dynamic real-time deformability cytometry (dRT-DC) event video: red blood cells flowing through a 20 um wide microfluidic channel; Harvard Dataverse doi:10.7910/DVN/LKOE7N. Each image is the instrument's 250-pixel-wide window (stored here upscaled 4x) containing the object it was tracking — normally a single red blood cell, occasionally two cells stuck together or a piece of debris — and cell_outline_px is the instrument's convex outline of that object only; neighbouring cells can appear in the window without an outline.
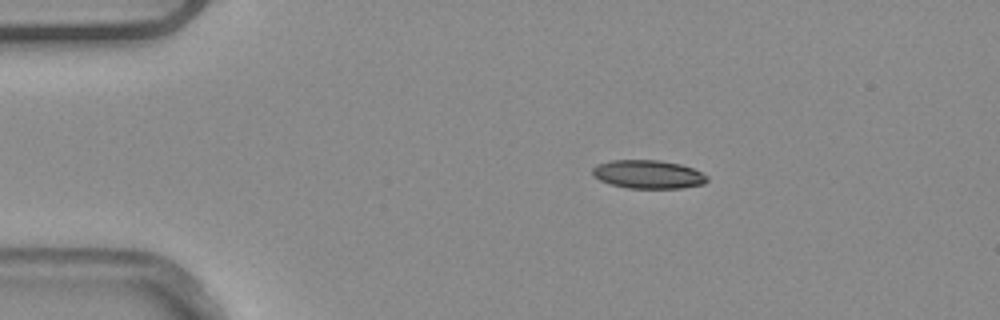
{"species": "common noctule bat (a hibernating species)", "species_latin": "Nyctalus noctula", "temperature_condition": "warm", "stored_images_in_passage": 6, "camera_frame_rate_fps": 3000, "um_per_image_px": 0.085, "animal": {"sex": "male", "body_mass_g": 20.4}, "frame": {"image": 1, "passage_image": 3, "time_ms": 0.667, "image_size_px": [1000, 320], "cell_outline_px": [[708, 180], [704, 184], [680, 188], [628, 188], [612, 184], [600, 180], [592, 176], [592, 168], [596, 164], [612, 160], [660, 160], [680, 164], [692, 168], [708, 176]], "centroid_in_image_um": [55.08, 14.81], "position_along_channel_um": 29.9, "area_um2": 19.02}}
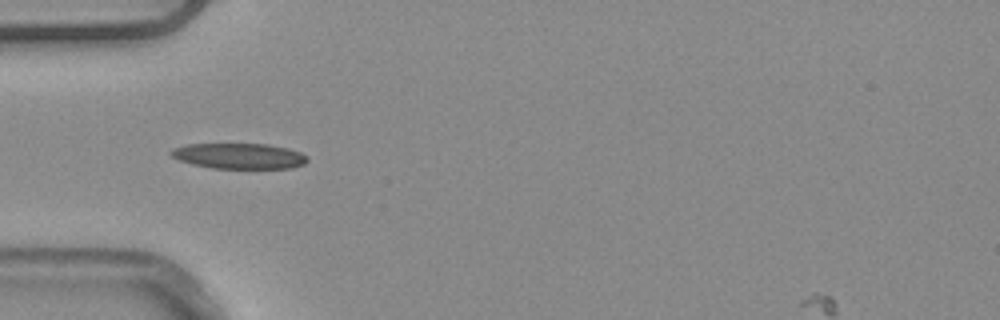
{"frame": {"image": 2, "passage_image": 4, "time_ms": 1.0, "image_size_px": [1000, 320], "cell_outline_px": [[308, 160], [304, 164], [292, 168], [212, 168], [192, 164], [180, 160], [172, 156], [168, 152], [172, 148], [188, 144], [268, 144], [288, 148], [300, 152]], "centroid_in_image_um": [20.3, 13.25], "position_along_channel_um": 64.7, "area_um2": 20.23}}